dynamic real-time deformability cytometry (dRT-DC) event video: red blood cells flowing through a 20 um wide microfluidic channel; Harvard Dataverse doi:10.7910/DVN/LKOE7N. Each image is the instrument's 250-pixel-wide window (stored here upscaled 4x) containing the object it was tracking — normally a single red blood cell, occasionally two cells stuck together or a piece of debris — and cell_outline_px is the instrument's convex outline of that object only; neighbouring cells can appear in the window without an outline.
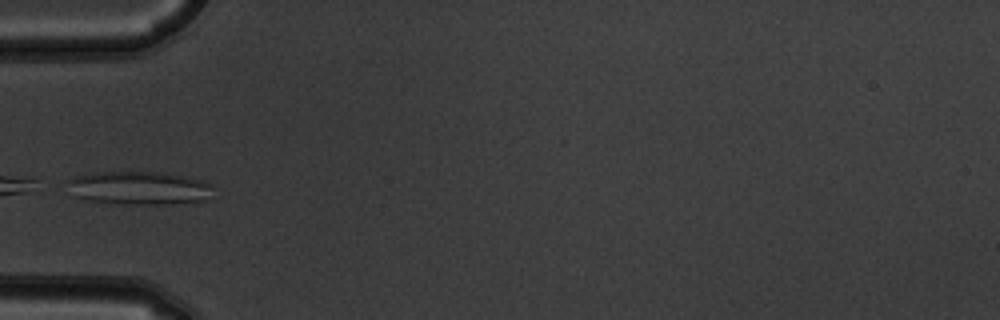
{"species": "common noctule bat (a hibernating species)", "species_latin": "Nyctalus noctula", "temperature_condition": "warm", "stored_images_in_passage": 5, "camera_frame_rate_fps": 3000, "um_per_image_px": 0.085, "animal": {"sex": "male", "body_mass_g": 19.5, "forearm_length_mm": 54.6}, "frame": {"image": 1, "passage_image": 5, "time_ms": 1.333, "image_size_px": [1000, 320], "cell_outline_px": [[208, 200], [172, 204], [128, 204], [88, 200], [72, 196], [64, 180], [76, 176], [92, 172], [164, 172], [188, 176], [200, 180], [208, 184]], "centroid_in_image_um": [11.72, 15.97], "position_along_channel_um": 73.3, "area_um2": 28.38}}